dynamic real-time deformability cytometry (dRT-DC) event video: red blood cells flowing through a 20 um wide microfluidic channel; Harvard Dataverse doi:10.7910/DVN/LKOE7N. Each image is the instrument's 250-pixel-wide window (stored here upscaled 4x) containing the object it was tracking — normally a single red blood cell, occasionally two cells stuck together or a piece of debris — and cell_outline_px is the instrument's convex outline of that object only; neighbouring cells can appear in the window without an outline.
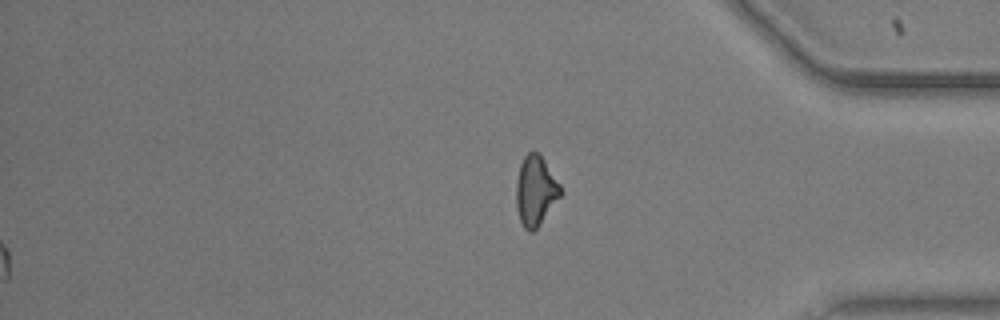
{"species": "common noctule bat (a hibernating species)", "species_latin": "Nyctalus noctula", "temperature_condition": "warm", "stored_images_in_passage": 50, "segment_of_instrument_passage": [2, 2], "camera_frame_rate_fps": 3000, "um_per_image_px": 0.085, "animal": {"sex": "male", "body_mass_g": 20.5, "forearm_length_mm": 52.5}, "frame": {"image": 1, "passage_image": 50, "time_ms": 16.333, "image_size_px": [1000, 320], "cell_outline_px": [[564, 192], [536, 228], [532, 232], [528, 232], [524, 228], [520, 220], [516, 208], [516, 180], [520, 164], [524, 156], [528, 152], [540, 152], [560, 184]], "centroid_in_image_um": [45.52, 16.19], "position_along_channel_um": 389.7, "area_um2": 18.21}}